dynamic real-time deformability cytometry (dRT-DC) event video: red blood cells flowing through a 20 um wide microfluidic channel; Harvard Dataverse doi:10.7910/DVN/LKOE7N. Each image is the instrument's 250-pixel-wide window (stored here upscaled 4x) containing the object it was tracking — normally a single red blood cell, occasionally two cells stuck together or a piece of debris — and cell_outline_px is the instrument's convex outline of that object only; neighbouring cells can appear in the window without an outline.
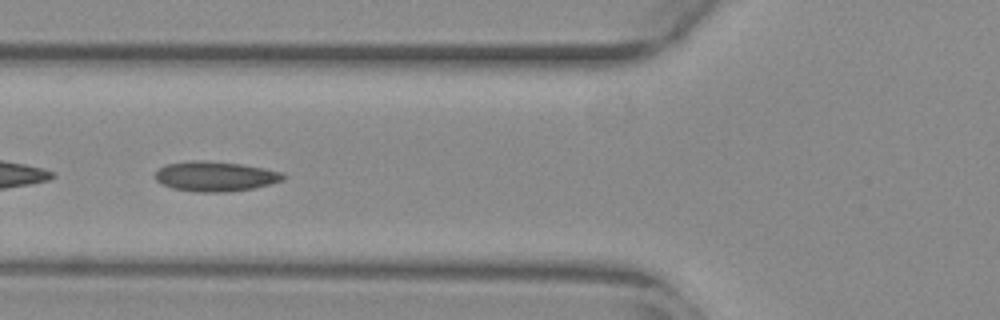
{"species": "common noctule bat (a hibernating species)", "species_latin": "Nyctalus noctula", "temperature_condition": "warm", "stored_images_in_passage": 53, "camera_frame_rate_fps": 3000, "um_per_image_px": 0.085, "animal": {"sex": "female", "body_mass_g": 29.2, "forearm_length_mm": 56.3}, "frame": {"image": 1, "passage_image": 20, "time_ms": 6.333, "image_size_px": [1000, 320], "cell_outline_px": [[288, 176], [284, 180], [252, 188], [228, 192], [196, 192], [172, 188], [156, 180], [156, 172], [164, 164], [192, 160], [204, 160], [240, 164], [264, 168], [280, 172]], "centroid_in_image_um": [18.3, 14.98], "position_along_channel_um": 107.5, "area_um2": 22.25}}
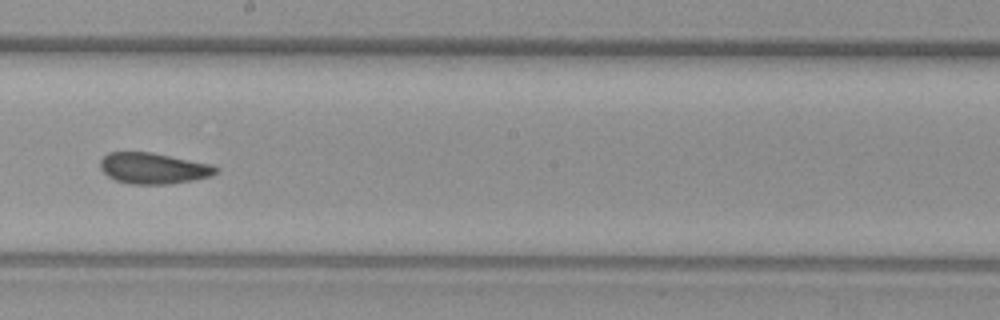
{"frame": {"image": 2, "passage_image": 30, "time_ms": 9.667, "image_size_px": [1000, 320], "cell_outline_px": [[220, 168], [212, 176], [172, 184], [128, 184], [116, 180], [108, 176], [100, 168], [100, 160], [108, 152], [152, 152], [212, 164]], "centroid_in_image_um": [13.05, 14.3], "position_along_channel_um": 235.2, "area_um2": 21.04}}
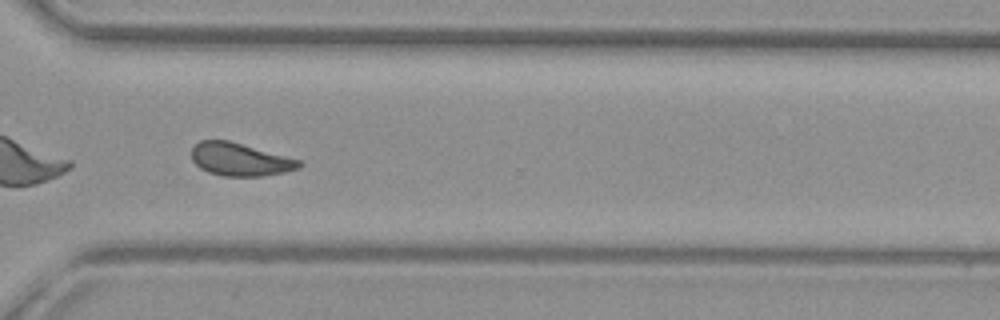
{"frame": {"image": 3, "passage_image": 39, "time_ms": 12.667, "image_size_px": [1000, 320], "cell_outline_px": [[304, 164], [300, 168], [284, 172], [260, 176], [224, 176], [208, 172], [200, 168], [192, 160], [192, 148], [200, 140], [228, 140], [300, 160]], "centroid_in_image_um": [20.4, 13.55], "position_along_channel_um": 350.2, "area_um2": 20.46}, "authors_computed_cell_mechanics": {"area_um2": 21.4438, "velocity_mm_per_s": 3.8317, "shape_relaxation_time_tau1_ms": null, "shape_relaxation_time_tau2_ms": 2.1463, "deformation_change_tau1": null, "deformation_change_tau2": 0.0856}}